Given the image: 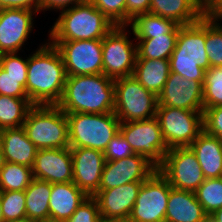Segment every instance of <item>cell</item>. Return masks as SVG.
Wrapping results in <instances>:
<instances>
[{"label":"cell","mask_w":222,"mask_h":222,"mask_svg":"<svg viewBox=\"0 0 222 222\" xmlns=\"http://www.w3.org/2000/svg\"><path fill=\"white\" fill-rule=\"evenodd\" d=\"M67 79L63 59L50 42L28 57L26 93L33 105H57Z\"/></svg>","instance_id":"6da1fadb"},{"label":"cell","mask_w":222,"mask_h":222,"mask_svg":"<svg viewBox=\"0 0 222 222\" xmlns=\"http://www.w3.org/2000/svg\"><path fill=\"white\" fill-rule=\"evenodd\" d=\"M57 106L65 113L114 112V80L104 74L67 76L63 95Z\"/></svg>","instance_id":"7a4b0ae2"},{"label":"cell","mask_w":222,"mask_h":222,"mask_svg":"<svg viewBox=\"0 0 222 222\" xmlns=\"http://www.w3.org/2000/svg\"><path fill=\"white\" fill-rule=\"evenodd\" d=\"M60 13L50 28V41L103 39L115 27L89 0Z\"/></svg>","instance_id":"3957f363"},{"label":"cell","mask_w":222,"mask_h":222,"mask_svg":"<svg viewBox=\"0 0 222 222\" xmlns=\"http://www.w3.org/2000/svg\"><path fill=\"white\" fill-rule=\"evenodd\" d=\"M205 41V16L192 24L180 25L175 49L169 58L170 71L188 80L204 81L205 71L210 68Z\"/></svg>","instance_id":"277c9868"},{"label":"cell","mask_w":222,"mask_h":222,"mask_svg":"<svg viewBox=\"0 0 222 222\" xmlns=\"http://www.w3.org/2000/svg\"><path fill=\"white\" fill-rule=\"evenodd\" d=\"M22 127L38 150L69 147L68 120L57 105H34Z\"/></svg>","instance_id":"5b68a950"},{"label":"cell","mask_w":222,"mask_h":222,"mask_svg":"<svg viewBox=\"0 0 222 222\" xmlns=\"http://www.w3.org/2000/svg\"><path fill=\"white\" fill-rule=\"evenodd\" d=\"M69 147H87L104 152L119 132L120 120L114 112L102 114L66 113Z\"/></svg>","instance_id":"8992f818"},{"label":"cell","mask_w":222,"mask_h":222,"mask_svg":"<svg viewBox=\"0 0 222 222\" xmlns=\"http://www.w3.org/2000/svg\"><path fill=\"white\" fill-rule=\"evenodd\" d=\"M114 113L120 122L140 121L156 116L158 97L132 75L114 80Z\"/></svg>","instance_id":"52a82bcc"},{"label":"cell","mask_w":222,"mask_h":222,"mask_svg":"<svg viewBox=\"0 0 222 222\" xmlns=\"http://www.w3.org/2000/svg\"><path fill=\"white\" fill-rule=\"evenodd\" d=\"M155 117L168 149L189 147L203 131V112L158 105Z\"/></svg>","instance_id":"ba28073f"},{"label":"cell","mask_w":222,"mask_h":222,"mask_svg":"<svg viewBox=\"0 0 222 222\" xmlns=\"http://www.w3.org/2000/svg\"><path fill=\"white\" fill-rule=\"evenodd\" d=\"M127 26L116 25L102 39L103 74L112 80L132 76L137 45L128 39Z\"/></svg>","instance_id":"9c48e42d"},{"label":"cell","mask_w":222,"mask_h":222,"mask_svg":"<svg viewBox=\"0 0 222 222\" xmlns=\"http://www.w3.org/2000/svg\"><path fill=\"white\" fill-rule=\"evenodd\" d=\"M119 131L135 154L144 156L156 168L163 163L164 156L169 149L156 117L140 121L121 122Z\"/></svg>","instance_id":"30bf717a"},{"label":"cell","mask_w":222,"mask_h":222,"mask_svg":"<svg viewBox=\"0 0 222 222\" xmlns=\"http://www.w3.org/2000/svg\"><path fill=\"white\" fill-rule=\"evenodd\" d=\"M157 170L171 187L184 191L195 192L206 179L196 154L190 147L169 149Z\"/></svg>","instance_id":"8fae6325"},{"label":"cell","mask_w":222,"mask_h":222,"mask_svg":"<svg viewBox=\"0 0 222 222\" xmlns=\"http://www.w3.org/2000/svg\"><path fill=\"white\" fill-rule=\"evenodd\" d=\"M171 186L158 171H154L141 185L130 222H165L167 202Z\"/></svg>","instance_id":"7c38bea8"},{"label":"cell","mask_w":222,"mask_h":222,"mask_svg":"<svg viewBox=\"0 0 222 222\" xmlns=\"http://www.w3.org/2000/svg\"><path fill=\"white\" fill-rule=\"evenodd\" d=\"M50 43L58 49L67 76L103 74L102 39Z\"/></svg>","instance_id":"4fadbf2b"},{"label":"cell","mask_w":222,"mask_h":222,"mask_svg":"<svg viewBox=\"0 0 222 222\" xmlns=\"http://www.w3.org/2000/svg\"><path fill=\"white\" fill-rule=\"evenodd\" d=\"M36 13L31 9H0V55L19 53L32 33L33 15Z\"/></svg>","instance_id":"5bb4252c"},{"label":"cell","mask_w":222,"mask_h":222,"mask_svg":"<svg viewBox=\"0 0 222 222\" xmlns=\"http://www.w3.org/2000/svg\"><path fill=\"white\" fill-rule=\"evenodd\" d=\"M203 83L204 81L188 80L170 72L158 95V105L203 112Z\"/></svg>","instance_id":"9a60e30c"},{"label":"cell","mask_w":222,"mask_h":222,"mask_svg":"<svg viewBox=\"0 0 222 222\" xmlns=\"http://www.w3.org/2000/svg\"><path fill=\"white\" fill-rule=\"evenodd\" d=\"M156 170L151 162L139 154L116 161H105L99 190L131 182H144Z\"/></svg>","instance_id":"2e32d148"},{"label":"cell","mask_w":222,"mask_h":222,"mask_svg":"<svg viewBox=\"0 0 222 222\" xmlns=\"http://www.w3.org/2000/svg\"><path fill=\"white\" fill-rule=\"evenodd\" d=\"M73 161V183L88 197H93L101 182L105 156L102 151L87 147L70 148Z\"/></svg>","instance_id":"e0dca14e"},{"label":"cell","mask_w":222,"mask_h":222,"mask_svg":"<svg viewBox=\"0 0 222 222\" xmlns=\"http://www.w3.org/2000/svg\"><path fill=\"white\" fill-rule=\"evenodd\" d=\"M35 179L53 183L73 181V161L70 147L40 149L32 168Z\"/></svg>","instance_id":"ac0fdd59"},{"label":"cell","mask_w":222,"mask_h":222,"mask_svg":"<svg viewBox=\"0 0 222 222\" xmlns=\"http://www.w3.org/2000/svg\"><path fill=\"white\" fill-rule=\"evenodd\" d=\"M143 182H131L111 189L99 190L97 200L101 218L128 219Z\"/></svg>","instance_id":"d6986e66"},{"label":"cell","mask_w":222,"mask_h":222,"mask_svg":"<svg viewBox=\"0 0 222 222\" xmlns=\"http://www.w3.org/2000/svg\"><path fill=\"white\" fill-rule=\"evenodd\" d=\"M87 198L73 182L53 183L49 200V221L65 222Z\"/></svg>","instance_id":"ffe728a7"},{"label":"cell","mask_w":222,"mask_h":222,"mask_svg":"<svg viewBox=\"0 0 222 222\" xmlns=\"http://www.w3.org/2000/svg\"><path fill=\"white\" fill-rule=\"evenodd\" d=\"M207 217L194 192L171 187L165 222H204Z\"/></svg>","instance_id":"44dd1931"},{"label":"cell","mask_w":222,"mask_h":222,"mask_svg":"<svg viewBox=\"0 0 222 222\" xmlns=\"http://www.w3.org/2000/svg\"><path fill=\"white\" fill-rule=\"evenodd\" d=\"M189 147L196 154L206 179L222 177V140L203 130Z\"/></svg>","instance_id":"7402d4cb"},{"label":"cell","mask_w":222,"mask_h":222,"mask_svg":"<svg viewBox=\"0 0 222 222\" xmlns=\"http://www.w3.org/2000/svg\"><path fill=\"white\" fill-rule=\"evenodd\" d=\"M2 150L6 162L33 168L37 147L28 139L23 127L2 131Z\"/></svg>","instance_id":"603a6c76"},{"label":"cell","mask_w":222,"mask_h":222,"mask_svg":"<svg viewBox=\"0 0 222 222\" xmlns=\"http://www.w3.org/2000/svg\"><path fill=\"white\" fill-rule=\"evenodd\" d=\"M149 13L187 25L204 16V7L197 0H151Z\"/></svg>","instance_id":"cb8c5ba5"},{"label":"cell","mask_w":222,"mask_h":222,"mask_svg":"<svg viewBox=\"0 0 222 222\" xmlns=\"http://www.w3.org/2000/svg\"><path fill=\"white\" fill-rule=\"evenodd\" d=\"M170 72L168 59H136L133 76L145 89L158 97Z\"/></svg>","instance_id":"d4e9b609"},{"label":"cell","mask_w":222,"mask_h":222,"mask_svg":"<svg viewBox=\"0 0 222 222\" xmlns=\"http://www.w3.org/2000/svg\"><path fill=\"white\" fill-rule=\"evenodd\" d=\"M128 26L131 27L135 39H150L158 35L178 34L180 25L168 18L143 13L137 15Z\"/></svg>","instance_id":"484cf974"},{"label":"cell","mask_w":222,"mask_h":222,"mask_svg":"<svg viewBox=\"0 0 222 222\" xmlns=\"http://www.w3.org/2000/svg\"><path fill=\"white\" fill-rule=\"evenodd\" d=\"M52 184L33 179L24 190L26 199V216L39 222H49V200Z\"/></svg>","instance_id":"4316f807"},{"label":"cell","mask_w":222,"mask_h":222,"mask_svg":"<svg viewBox=\"0 0 222 222\" xmlns=\"http://www.w3.org/2000/svg\"><path fill=\"white\" fill-rule=\"evenodd\" d=\"M33 106L29 98L0 95V129L22 127Z\"/></svg>","instance_id":"83f0119b"},{"label":"cell","mask_w":222,"mask_h":222,"mask_svg":"<svg viewBox=\"0 0 222 222\" xmlns=\"http://www.w3.org/2000/svg\"><path fill=\"white\" fill-rule=\"evenodd\" d=\"M178 34L158 35L150 39H136L137 59H168L176 46Z\"/></svg>","instance_id":"f1b7e54d"},{"label":"cell","mask_w":222,"mask_h":222,"mask_svg":"<svg viewBox=\"0 0 222 222\" xmlns=\"http://www.w3.org/2000/svg\"><path fill=\"white\" fill-rule=\"evenodd\" d=\"M33 179L32 168L6 162L0 170V192L24 191Z\"/></svg>","instance_id":"f546056e"},{"label":"cell","mask_w":222,"mask_h":222,"mask_svg":"<svg viewBox=\"0 0 222 222\" xmlns=\"http://www.w3.org/2000/svg\"><path fill=\"white\" fill-rule=\"evenodd\" d=\"M194 193L204 211L210 216L222 208V177L205 179Z\"/></svg>","instance_id":"4dcf8cb0"},{"label":"cell","mask_w":222,"mask_h":222,"mask_svg":"<svg viewBox=\"0 0 222 222\" xmlns=\"http://www.w3.org/2000/svg\"><path fill=\"white\" fill-rule=\"evenodd\" d=\"M203 105L204 110L222 106V67H210L205 71Z\"/></svg>","instance_id":"1f68e13d"},{"label":"cell","mask_w":222,"mask_h":222,"mask_svg":"<svg viewBox=\"0 0 222 222\" xmlns=\"http://www.w3.org/2000/svg\"><path fill=\"white\" fill-rule=\"evenodd\" d=\"M205 49L210 67H222V25L207 17Z\"/></svg>","instance_id":"d6a6232c"},{"label":"cell","mask_w":222,"mask_h":222,"mask_svg":"<svg viewBox=\"0 0 222 222\" xmlns=\"http://www.w3.org/2000/svg\"><path fill=\"white\" fill-rule=\"evenodd\" d=\"M2 214L5 221L26 216V199L24 191L0 192Z\"/></svg>","instance_id":"836d02e7"},{"label":"cell","mask_w":222,"mask_h":222,"mask_svg":"<svg viewBox=\"0 0 222 222\" xmlns=\"http://www.w3.org/2000/svg\"><path fill=\"white\" fill-rule=\"evenodd\" d=\"M115 26H126V0H89Z\"/></svg>","instance_id":"e575fe53"},{"label":"cell","mask_w":222,"mask_h":222,"mask_svg":"<svg viewBox=\"0 0 222 222\" xmlns=\"http://www.w3.org/2000/svg\"><path fill=\"white\" fill-rule=\"evenodd\" d=\"M26 81L27 76L10 75L0 66V95L28 98Z\"/></svg>","instance_id":"d590c367"},{"label":"cell","mask_w":222,"mask_h":222,"mask_svg":"<svg viewBox=\"0 0 222 222\" xmlns=\"http://www.w3.org/2000/svg\"><path fill=\"white\" fill-rule=\"evenodd\" d=\"M105 161H116L134 155L132 147L119 131L107 144L103 152Z\"/></svg>","instance_id":"8d00e7d4"},{"label":"cell","mask_w":222,"mask_h":222,"mask_svg":"<svg viewBox=\"0 0 222 222\" xmlns=\"http://www.w3.org/2000/svg\"><path fill=\"white\" fill-rule=\"evenodd\" d=\"M99 205L94 197H88L65 222H100Z\"/></svg>","instance_id":"74e56055"},{"label":"cell","mask_w":222,"mask_h":222,"mask_svg":"<svg viewBox=\"0 0 222 222\" xmlns=\"http://www.w3.org/2000/svg\"><path fill=\"white\" fill-rule=\"evenodd\" d=\"M203 130L222 140V106L206 108L203 111Z\"/></svg>","instance_id":"f35d334b"},{"label":"cell","mask_w":222,"mask_h":222,"mask_svg":"<svg viewBox=\"0 0 222 222\" xmlns=\"http://www.w3.org/2000/svg\"><path fill=\"white\" fill-rule=\"evenodd\" d=\"M0 66L10 75L27 76L28 57L24 59L17 53H4L0 55Z\"/></svg>","instance_id":"ab89813d"},{"label":"cell","mask_w":222,"mask_h":222,"mask_svg":"<svg viewBox=\"0 0 222 222\" xmlns=\"http://www.w3.org/2000/svg\"><path fill=\"white\" fill-rule=\"evenodd\" d=\"M151 0H126V26L139 14L149 13Z\"/></svg>","instance_id":"60d3db41"},{"label":"cell","mask_w":222,"mask_h":222,"mask_svg":"<svg viewBox=\"0 0 222 222\" xmlns=\"http://www.w3.org/2000/svg\"><path fill=\"white\" fill-rule=\"evenodd\" d=\"M19 8L40 12V0H0V9Z\"/></svg>","instance_id":"b9f144b4"},{"label":"cell","mask_w":222,"mask_h":222,"mask_svg":"<svg viewBox=\"0 0 222 222\" xmlns=\"http://www.w3.org/2000/svg\"><path fill=\"white\" fill-rule=\"evenodd\" d=\"M88 0H40V11L52 9L63 10Z\"/></svg>","instance_id":"7bdbcfd3"},{"label":"cell","mask_w":222,"mask_h":222,"mask_svg":"<svg viewBox=\"0 0 222 222\" xmlns=\"http://www.w3.org/2000/svg\"><path fill=\"white\" fill-rule=\"evenodd\" d=\"M204 16L218 22L222 20V0H207Z\"/></svg>","instance_id":"ee69618b"},{"label":"cell","mask_w":222,"mask_h":222,"mask_svg":"<svg viewBox=\"0 0 222 222\" xmlns=\"http://www.w3.org/2000/svg\"><path fill=\"white\" fill-rule=\"evenodd\" d=\"M210 217L213 218L216 222H222V208L214 211Z\"/></svg>","instance_id":"f6af8a7d"},{"label":"cell","mask_w":222,"mask_h":222,"mask_svg":"<svg viewBox=\"0 0 222 222\" xmlns=\"http://www.w3.org/2000/svg\"><path fill=\"white\" fill-rule=\"evenodd\" d=\"M4 222H39V221L25 216V217H22V218L8 220V221H4Z\"/></svg>","instance_id":"bcb514c9"},{"label":"cell","mask_w":222,"mask_h":222,"mask_svg":"<svg viewBox=\"0 0 222 222\" xmlns=\"http://www.w3.org/2000/svg\"><path fill=\"white\" fill-rule=\"evenodd\" d=\"M100 222H130L128 219H106L101 218Z\"/></svg>","instance_id":"7dc6e473"},{"label":"cell","mask_w":222,"mask_h":222,"mask_svg":"<svg viewBox=\"0 0 222 222\" xmlns=\"http://www.w3.org/2000/svg\"><path fill=\"white\" fill-rule=\"evenodd\" d=\"M6 160L3 154V150L2 147L0 148V170L3 168V166L5 165Z\"/></svg>","instance_id":"c3c4849f"},{"label":"cell","mask_w":222,"mask_h":222,"mask_svg":"<svg viewBox=\"0 0 222 222\" xmlns=\"http://www.w3.org/2000/svg\"><path fill=\"white\" fill-rule=\"evenodd\" d=\"M4 217H3V214H2V206H1V196H0V222H4Z\"/></svg>","instance_id":"681fc988"},{"label":"cell","mask_w":222,"mask_h":222,"mask_svg":"<svg viewBox=\"0 0 222 222\" xmlns=\"http://www.w3.org/2000/svg\"><path fill=\"white\" fill-rule=\"evenodd\" d=\"M204 222H216L213 218H211L210 216H208Z\"/></svg>","instance_id":"f907efd6"},{"label":"cell","mask_w":222,"mask_h":222,"mask_svg":"<svg viewBox=\"0 0 222 222\" xmlns=\"http://www.w3.org/2000/svg\"><path fill=\"white\" fill-rule=\"evenodd\" d=\"M203 7H205V4L207 0H197Z\"/></svg>","instance_id":"816d5d0a"},{"label":"cell","mask_w":222,"mask_h":222,"mask_svg":"<svg viewBox=\"0 0 222 222\" xmlns=\"http://www.w3.org/2000/svg\"><path fill=\"white\" fill-rule=\"evenodd\" d=\"M2 131H3V130L0 129V148H1V146H2Z\"/></svg>","instance_id":"f5cc1de1"}]
</instances>
